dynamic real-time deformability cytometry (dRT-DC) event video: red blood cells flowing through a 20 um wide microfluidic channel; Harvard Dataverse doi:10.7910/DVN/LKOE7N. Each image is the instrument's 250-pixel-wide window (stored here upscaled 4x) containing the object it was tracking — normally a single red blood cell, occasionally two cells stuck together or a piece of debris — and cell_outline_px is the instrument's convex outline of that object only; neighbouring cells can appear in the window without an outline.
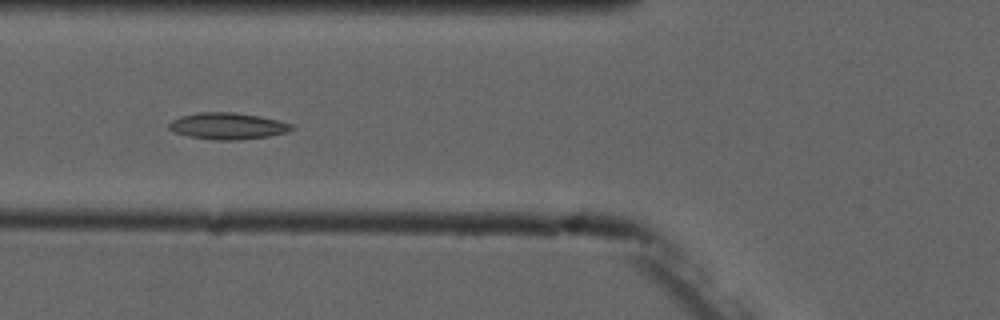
{"species": "common noctule bat (a hibernating species)", "species_latin": "Nyctalus noctula", "temperature_condition": "cold", "stored_images_in_passage": 5, "camera_frame_rate_fps": 3000, "um_per_image_px": 0.085, "animal": {"sex": "male", "forearm_length_mm": 52.5}, "frame": {"image": 1, "passage_image": 5, "time_ms": 5.0, "image_size_px": [1000, 320], "cell_outline_px": [[296, 128], [288, 132], [268, 136], [236, 140], [216, 140], [188, 136], [176, 132], [168, 128], [168, 124], [172, 120], [180, 116], [200, 112], [236, 112], [260, 116], [292, 124]], "centroid_in_image_um": [19.36, 10.7], "position_along_channel_um": 106.4, "area_um2": 18.96}}